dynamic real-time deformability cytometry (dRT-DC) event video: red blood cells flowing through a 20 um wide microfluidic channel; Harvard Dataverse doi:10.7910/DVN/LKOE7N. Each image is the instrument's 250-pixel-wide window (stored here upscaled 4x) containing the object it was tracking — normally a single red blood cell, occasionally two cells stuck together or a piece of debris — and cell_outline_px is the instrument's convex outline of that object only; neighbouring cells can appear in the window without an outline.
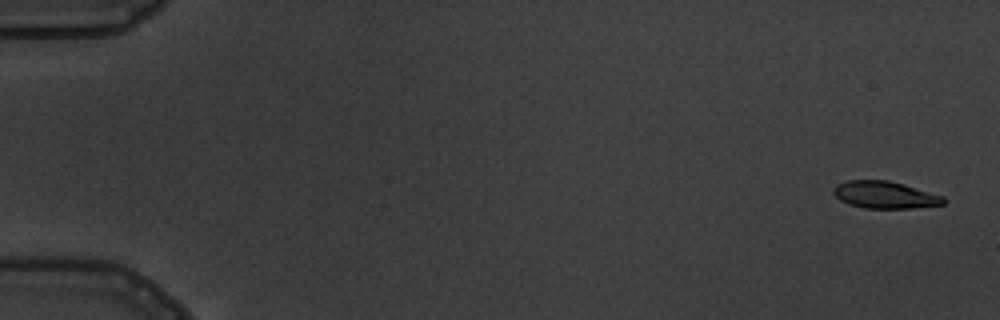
{"species": "common noctule bat (a hibernating species)", "species_latin": "Nyctalus noctula", "temperature_condition": "warm", "stored_images_in_passage": 3, "camera_frame_rate_fps": 3000, "um_per_image_px": 0.085, "animal": {"sex": "male", "body_mass_g": 19.5, "forearm_length_mm": 54.6}, "frame": {"image": 1, "passage_image": 1, "time_ms": 0.0, "image_size_px": [1000, 320], "cell_outline_px": [[944, 204], [912, 208], [864, 208], [848, 204], [840, 200], [832, 192], [832, 188], [836, 184], [848, 180], [888, 180], [904, 184], [944, 196]], "centroid_in_image_um": [75.18, 16.55], "position_along_channel_um": 9.8, "area_um2": 17.46}}